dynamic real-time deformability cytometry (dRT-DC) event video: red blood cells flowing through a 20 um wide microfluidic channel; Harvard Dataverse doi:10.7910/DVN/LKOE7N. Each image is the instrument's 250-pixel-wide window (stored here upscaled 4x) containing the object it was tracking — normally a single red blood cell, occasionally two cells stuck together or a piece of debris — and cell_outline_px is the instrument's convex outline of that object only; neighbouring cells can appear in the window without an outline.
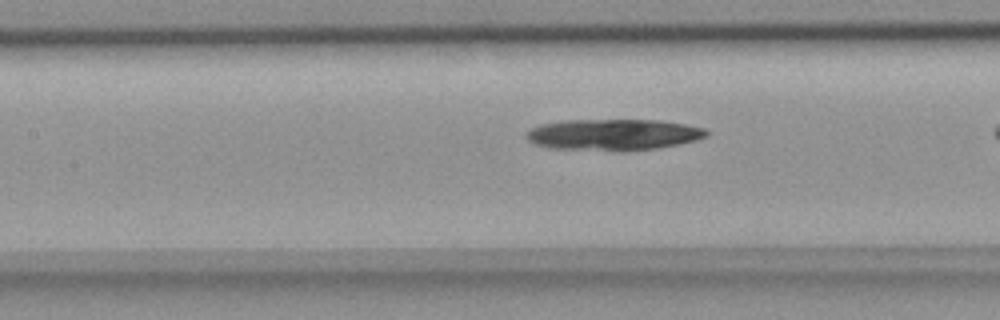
{"species": "common noctule bat (a hibernating species)", "species_latin": "Nyctalus noctula", "temperature_condition": "room temperature", "stored_images_in_passage": 10, "camera_frame_rate_fps": 3000, "um_per_image_px": 0.085, "animal": {"sex": "female", "body_mass_g": 18.4}, "frame": {"image": 1, "passage_image": 9, "time_ms": 2.667, "image_size_px": [1000, 320], "cell_outline_px": [[708, 136], [696, 140], [680, 144], [660, 148], [620, 152], [616, 152], [548, 148], [536, 144], [528, 140], [524, 136], [532, 128], [540, 124], [564, 120], [660, 120], [684, 124], [704, 128], [708, 132]], "centroid_in_image_um": [52.14, 11.46], "position_along_channel_um": 155.3, "area_um2": 33.35}}